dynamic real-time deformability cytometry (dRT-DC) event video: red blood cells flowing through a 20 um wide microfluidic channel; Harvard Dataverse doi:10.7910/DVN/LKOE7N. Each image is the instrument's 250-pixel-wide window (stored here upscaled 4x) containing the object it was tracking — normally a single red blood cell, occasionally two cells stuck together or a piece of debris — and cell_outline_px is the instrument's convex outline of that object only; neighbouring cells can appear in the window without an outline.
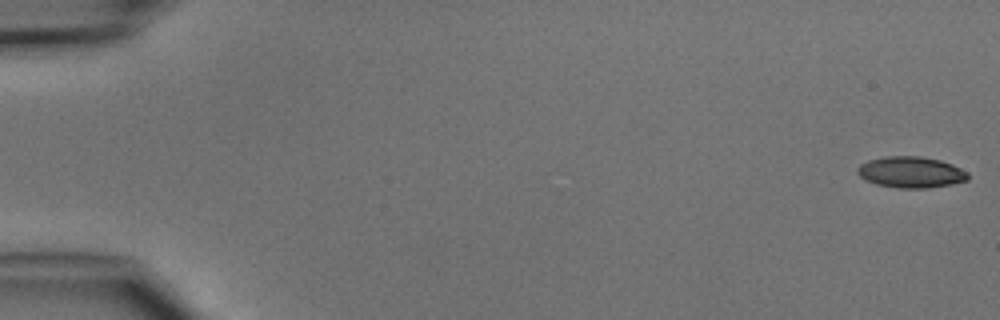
{"species": "common noctule bat (a hibernating species)", "species_latin": "Nyctalus noctula", "temperature_condition": "cold", "stored_images_in_passage": 9, "camera_frame_rate_fps": 3000, "um_per_image_px": 0.085, "animal": {"sex": "male", "body_mass_g": 15.6}, "frame": {"image": 1, "passage_image": 1, "time_ms": 0.0, "image_size_px": [1000, 320], "cell_outline_px": [[968, 180], [952, 184], [928, 188], [900, 188], [876, 184], [864, 180], [856, 172], [856, 168], [860, 164], [868, 160], [884, 156], [920, 156], [940, 160], [952, 164], [968, 172]], "centroid_in_image_um": [77.41, 14.63], "position_along_channel_um": 7.6, "area_um2": 20.23}}